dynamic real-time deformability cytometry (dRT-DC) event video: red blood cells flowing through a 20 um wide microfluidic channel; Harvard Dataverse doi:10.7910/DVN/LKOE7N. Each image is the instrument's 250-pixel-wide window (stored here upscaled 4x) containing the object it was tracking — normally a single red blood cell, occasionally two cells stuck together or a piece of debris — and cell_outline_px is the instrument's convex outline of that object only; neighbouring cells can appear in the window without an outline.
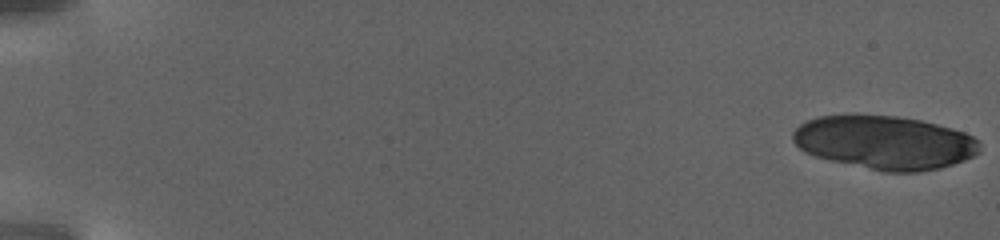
{"species": "human", "species_latin": "Homo sapiens", "temperature_condition": "warm", "stored_images_in_passage": 38, "camera_frame_rate_fps": 3000, "um_per_image_px": 0.085, "donor": {"sex": "female"}, "frame": {"image": 1, "passage_image": 1, "time_ms": 0.0, "image_size_px": [1000, 240], "cell_outline_px": [[980, 152], [964, 160], [940, 168], [920, 172], [884, 172], [828, 160], [804, 152], [792, 140], [792, 132], [800, 124], [808, 120], [820, 116], [896, 116], [920, 120], [952, 128], [964, 132], [980, 140]], "centroid_in_image_um": [75.21, 12.13], "position_along_channel_um": 9.8, "area_um2": 58.15}}